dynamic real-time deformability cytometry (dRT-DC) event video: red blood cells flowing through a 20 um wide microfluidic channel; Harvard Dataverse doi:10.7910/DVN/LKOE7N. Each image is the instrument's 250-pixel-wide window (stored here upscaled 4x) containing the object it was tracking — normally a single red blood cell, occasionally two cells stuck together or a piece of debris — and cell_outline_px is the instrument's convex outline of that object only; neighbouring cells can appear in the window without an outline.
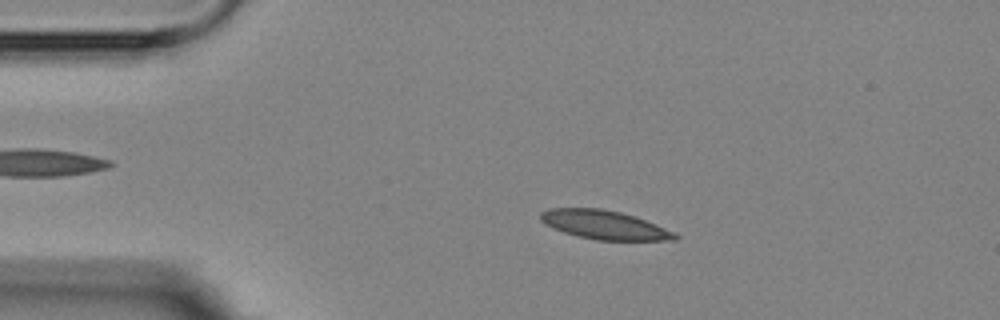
{"species": "Egyptian fruit bat (a non-hibernating species)", "species_latin": "Rousettus aegyptiacus", "temperature_condition": "room temperature", "stored_images_in_passage": 3, "camera_frame_rate_fps": 3000, "um_per_image_px": 0.085, "animal": {"sex": "female"}, "frame": {"image": 1, "passage_image": 2, "time_ms": 1.0, "image_size_px": [1000, 320], "cell_outline_px": [[680, 236], [676, 240], [596, 240], [564, 232], [552, 228], [544, 224], [540, 220], [540, 212], [548, 208], [600, 208], [620, 212], [644, 220], [676, 232]], "centroid_in_image_um": [51.35, 19.11], "position_along_channel_um": 33.7, "area_um2": 22.48}}